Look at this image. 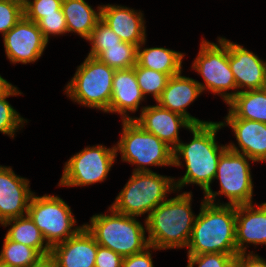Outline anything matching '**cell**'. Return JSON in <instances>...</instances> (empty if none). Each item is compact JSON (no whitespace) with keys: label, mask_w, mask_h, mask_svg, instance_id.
Listing matches in <instances>:
<instances>
[{"label":"cell","mask_w":266,"mask_h":267,"mask_svg":"<svg viewBox=\"0 0 266 267\" xmlns=\"http://www.w3.org/2000/svg\"><path fill=\"white\" fill-rule=\"evenodd\" d=\"M221 128L220 121L193 125L189 129L193 136L192 140L189 143L180 140L173 149V166L182 167L185 164L186 167L184 176L178 180L174 179L177 192L189 184L198 185L203 193L211 189L218 160L227 149V144L218 145L216 141L217 132Z\"/></svg>","instance_id":"cell-1"},{"label":"cell","mask_w":266,"mask_h":267,"mask_svg":"<svg viewBox=\"0 0 266 267\" xmlns=\"http://www.w3.org/2000/svg\"><path fill=\"white\" fill-rule=\"evenodd\" d=\"M192 192H182L158 205L145 218L150 246L158 250L187 248L196 214Z\"/></svg>","instance_id":"cell-2"},{"label":"cell","mask_w":266,"mask_h":267,"mask_svg":"<svg viewBox=\"0 0 266 267\" xmlns=\"http://www.w3.org/2000/svg\"><path fill=\"white\" fill-rule=\"evenodd\" d=\"M235 231L236 206L213 204L203 197L187 246V255L238 254Z\"/></svg>","instance_id":"cell-3"},{"label":"cell","mask_w":266,"mask_h":267,"mask_svg":"<svg viewBox=\"0 0 266 267\" xmlns=\"http://www.w3.org/2000/svg\"><path fill=\"white\" fill-rule=\"evenodd\" d=\"M110 214H95L90 223L83 224L93 235L98 245L113 250L122 257L143 252L149 247L146 223L108 208Z\"/></svg>","instance_id":"cell-4"},{"label":"cell","mask_w":266,"mask_h":267,"mask_svg":"<svg viewBox=\"0 0 266 267\" xmlns=\"http://www.w3.org/2000/svg\"><path fill=\"white\" fill-rule=\"evenodd\" d=\"M175 177L156 172H132L128 182L117 195L111 208L121 214L135 217L149 214L175 193Z\"/></svg>","instance_id":"cell-5"},{"label":"cell","mask_w":266,"mask_h":267,"mask_svg":"<svg viewBox=\"0 0 266 267\" xmlns=\"http://www.w3.org/2000/svg\"><path fill=\"white\" fill-rule=\"evenodd\" d=\"M121 138L115 145L121 160L135 165L133 172H152L149 166H173V149L134 120H121ZM148 166V167H147Z\"/></svg>","instance_id":"cell-6"},{"label":"cell","mask_w":266,"mask_h":267,"mask_svg":"<svg viewBox=\"0 0 266 267\" xmlns=\"http://www.w3.org/2000/svg\"><path fill=\"white\" fill-rule=\"evenodd\" d=\"M114 72L115 69L87 55L67 83L65 93L81 106L109 113Z\"/></svg>","instance_id":"cell-7"},{"label":"cell","mask_w":266,"mask_h":267,"mask_svg":"<svg viewBox=\"0 0 266 267\" xmlns=\"http://www.w3.org/2000/svg\"><path fill=\"white\" fill-rule=\"evenodd\" d=\"M217 40L218 43L204 38L200 41L199 52L192 63V69L204 80L205 84L197 81L202 92L208 90L214 95H220L227 104L239 92L228 62V39L218 37Z\"/></svg>","instance_id":"cell-8"},{"label":"cell","mask_w":266,"mask_h":267,"mask_svg":"<svg viewBox=\"0 0 266 267\" xmlns=\"http://www.w3.org/2000/svg\"><path fill=\"white\" fill-rule=\"evenodd\" d=\"M255 162L244 154L226 149L220 156L217 164L215 180H219L220 190L208 189L204 193L207 202L218 205H245L253 201V179L251 176V163ZM224 195L229 202L221 203L216 197Z\"/></svg>","instance_id":"cell-9"},{"label":"cell","mask_w":266,"mask_h":267,"mask_svg":"<svg viewBox=\"0 0 266 267\" xmlns=\"http://www.w3.org/2000/svg\"><path fill=\"white\" fill-rule=\"evenodd\" d=\"M27 214L50 247L71 238L84 226H75L71 207L57 195L36 196L34 192Z\"/></svg>","instance_id":"cell-10"},{"label":"cell","mask_w":266,"mask_h":267,"mask_svg":"<svg viewBox=\"0 0 266 267\" xmlns=\"http://www.w3.org/2000/svg\"><path fill=\"white\" fill-rule=\"evenodd\" d=\"M116 157L115 145L111 148L103 144L89 145L65 162L58 186L82 187L103 182Z\"/></svg>","instance_id":"cell-11"},{"label":"cell","mask_w":266,"mask_h":267,"mask_svg":"<svg viewBox=\"0 0 266 267\" xmlns=\"http://www.w3.org/2000/svg\"><path fill=\"white\" fill-rule=\"evenodd\" d=\"M2 38L6 59L11 64L36 62L48 45L37 23L28 20L25 16Z\"/></svg>","instance_id":"cell-12"},{"label":"cell","mask_w":266,"mask_h":267,"mask_svg":"<svg viewBox=\"0 0 266 267\" xmlns=\"http://www.w3.org/2000/svg\"><path fill=\"white\" fill-rule=\"evenodd\" d=\"M221 121L222 128L229 126L237 140L228 143L227 148L241 153L255 162L266 161V124L258 121L237 118L230 110Z\"/></svg>","instance_id":"cell-13"},{"label":"cell","mask_w":266,"mask_h":267,"mask_svg":"<svg viewBox=\"0 0 266 267\" xmlns=\"http://www.w3.org/2000/svg\"><path fill=\"white\" fill-rule=\"evenodd\" d=\"M27 178L18 176L12 167L0 165V224L27 215L34 192Z\"/></svg>","instance_id":"cell-14"},{"label":"cell","mask_w":266,"mask_h":267,"mask_svg":"<svg viewBox=\"0 0 266 267\" xmlns=\"http://www.w3.org/2000/svg\"><path fill=\"white\" fill-rule=\"evenodd\" d=\"M228 62L238 92L266 88V60L228 40Z\"/></svg>","instance_id":"cell-15"},{"label":"cell","mask_w":266,"mask_h":267,"mask_svg":"<svg viewBox=\"0 0 266 267\" xmlns=\"http://www.w3.org/2000/svg\"><path fill=\"white\" fill-rule=\"evenodd\" d=\"M139 117H134L138 123L148 133L154 134L168 146L174 149L180 142L179 130L186 128L189 130L193 124L181 114L156 105L142 106Z\"/></svg>","instance_id":"cell-16"},{"label":"cell","mask_w":266,"mask_h":267,"mask_svg":"<svg viewBox=\"0 0 266 267\" xmlns=\"http://www.w3.org/2000/svg\"><path fill=\"white\" fill-rule=\"evenodd\" d=\"M98 244L83 226L66 241L51 247L55 267H95Z\"/></svg>","instance_id":"cell-17"},{"label":"cell","mask_w":266,"mask_h":267,"mask_svg":"<svg viewBox=\"0 0 266 267\" xmlns=\"http://www.w3.org/2000/svg\"><path fill=\"white\" fill-rule=\"evenodd\" d=\"M202 90L197 80L182 76L180 72L168 79L165 89L156 103L165 109L181 114L187 118L193 125L208 123L190 115L187 107L191 105L200 95Z\"/></svg>","instance_id":"cell-18"},{"label":"cell","mask_w":266,"mask_h":267,"mask_svg":"<svg viewBox=\"0 0 266 267\" xmlns=\"http://www.w3.org/2000/svg\"><path fill=\"white\" fill-rule=\"evenodd\" d=\"M101 20L105 22L122 41L139 46L147 38L144 14L123 5H101Z\"/></svg>","instance_id":"cell-19"},{"label":"cell","mask_w":266,"mask_h":267,"mask_svg":"<svg viewBox=\"0 0 266 267\" xmlns=\"http://www.w3.org/2000/svg\"><path fill=\"white\" fill-rule=\"evenodd\" d=\"M235 235L237 253H247L250 244L266 245V202L236 206Z\"/></svg>","instance_id":"cell-20"},{"label":"cell","mask_w":266,"mask_h":267,"mask_svg":"<svg viewBox=\"0 0 266 267\" xmlns=\"http://www.w3.org/2000/svg\"><path fill=\"white\" fill-rule=\"evenodd\" d=\"M145 97L138 85L134 67L115 70L109 113H118L122 120H134L130 112L138 111Z\"/></svg>","instance_id":"cell-21"},{"label":"cell","mask_w":266,"mask_h":267,"mask_svg":"<svg viewBox=\"0 0 266 267\" xmlns=\"http://www.w3.org/2000/svg\"><path fill=\"white\" fill-rule=\"evenodd\" d=\"M146 41L147 39L137 48V64L139 66L162 72L169 77L182 72L184 53L166 47L145 48Z\"/></svg>","instance_id":"cell-22"},{"label":"cell","mask_w":266,"mask_h":267,"mask_svg":"<svg viewBox=\"0 0 266 267\" xmlns=\"http://www.w3.org/2000/svg\"><path fill=\"white\" fill-rule=\"evenodd\" d=\"M101 5L93 9L85 0H63L62 10L68 33H76L86 41L91 36L96 23L101 19Z\"/></svg>","instance_id":"cell-23"},{"label":"cell","mask_w":266,"mask_h":267,"mask_svg":"<svg viewBox=\"0 0 266 267\" xmlns=\"http://www.w3.org/2000/svg\"><path fill=\"white\" fill-rule=\"evenodd\" d=\"M1 225L5 228L10 226L5 234L9 240L34 248L42 256L50 254L51 247L28 214L6 220Z\"/></svg>","instance_id":"cell-24"},{"label":"cell","mask_w":266,"mask_h":267,"mask_svg":"<svg viewBox=\"0 0 266 267\" xmlns=\"http://www.w3.org/2000/svg\"><path fill=\"white\" fill-rule=\"evenodd\" d=\"M227 105L237 118L266 124V88L240 91Z\"/></svg>","instance_id":"cell-25"},{"label":"cell","mask_w":266,"mask_h":267,"mask_svg":"<svg viewBox=\"0 0 266 267\" xmlns=\"http://www.w3.org/2000/svg\"><path fill=\"white\" fill-rule=\"evenodd\" d=\"M0 264L7 267H28L42 255L34 248L4 237L0 251Z\"/></svg>","instance_id":"cell-26"},{"label":"cell","mask_w":266,"mask_h":267,"mask_svg":"<svg viewBox=\"0 0 266 267\" xmlns=\"http://www.w3.org/2000/svg\"><path fill=\"white\" fill-rule=\"evenodd\" d=\"M22 92L18 90L17 86L11 85L0 96V132L9 137H15L16 132L24 127L27 119L21 117L20 113L7 101L6 98L10 96L21 95Z\"/></svg>","instance_id":"cell-27"},{"label":"cell","mask_w":266,"mask_h":267,"mask_svg":"<svg viewBox=\"0 0 266 267\" xmlns=\"http://www.w3.org/2000/svg\"><path fill=\"white\" fill-rule=\"evenodd\" d=\"M137 48V45L122 41L119 46L107 47L96 58L115 70L129 69L137 63Z\"/></svg>","instance_id":"cell-28"},{"label":"cell","mask_w":266,"mask_h":267,"mask_svg":"<svg viewBox=\"0 0 266 267\" xmlns=\"http://www.w3.org/2000/svg\"><path fill=\"white\" fill-rule=\"evenodd\" d=\"M134 70L138 85L144 97L146 98L145 95L147 94L152 95L153 99L157 101L170 77L162 72L141 67L137 63L134 66Z\"/></svg>","instance_id":"cell-29"},{"label":"cell","mask_w":266,"mask_h":267,"mask_svg":"<svg viewBox=\"0 0 266 267\" xmlns=\"http://www.w3.org/2000/svg\"><path fill=\"white\" fill-rule=\"evenodd\" d=\"M91 44L89 56L96 58L107 47L119 46L120 37L101 19L96 23L91 36L87 40Z\"/></svg>","instance_id":"cell-30"},{"label":"cell","mask_w":266,"mask_h":267,"mask_svg":"<svg viewBox=\"0 0 266 267\" xmlns=\"http://www.w3.org/2000/svg\"><path fill=\"white\" fill-rule=\"evenodd\" d=\"M237 254L206 253L199 255H187L186 267H235Z\"/></svg>","instance_id":"cell-31"},{"label":"cell","mask_w":266,"mask_h":267,"mask_svg":"<svg viewBox=\"0 0 266 267\" xmlns=\"http://www.w3.org/2000/svg\"><path fill=\"white\" fill-rule=\"evenodd\" d=\"M63 0H31L24 8V16L35 23L45 15L56 14L62 8Z\"/></svg>","instance_id":"cell-32"},{"label":"cell","mask_w":266,"mask_h":267,"mask_svg":"<svg viewBox=\"0 0 266 267\" xmlns=\"http://www.w3.org/2000/svg\"><path fill=\"white\" fill-rule=\"evenodd\" d=\"M38 28L42 31L43 37L49 42L50 36L68 33L67 23L62 8L56 14L45 15L37 22Z\"/></svg>","instance_id":"cell-33"},{"label":"cell","mask_w":266,"mask_h":267,"mask_svg":"<svg viewBox=\"0 0 266 267\" xmlns=\"http://www.w3.org/2000/svg\"><path fill=\"white\" fill-rule=\"evenodd\" d=\"M24 16V9L13 2L0 0V33L2 37Z\"/></svg>","instance_id":"cell-34"},{"label":"cell","mask_w":266,"mask_h":267,"mask_svg":"<svg viewBox=\"0 0 266 267\" xmlns=\"http://www.w3.org/2000/svg\"><path fill=\"white\" fill-rule=\"evenodd\" d=\"M123 257L107 247L98 245L95 267H122Z\"/></svg>","instance_id":"cell-35"},{"label":"cell","mask_w":266,"mask_h":267,"mask_svg":"<svg viewBox=\"0 0 266 267\" xmlns=\"http://www.w3.org/2000/svg\"><path fill=\"white\" fill-rule=\"evenodd\" d=\"M151 250L158 251L157 248L149 246L143 252L123 257L122 267H154Z\"/></svg>","instance_id":"cell-36"},{"label":"cell","mask_w":266,"mask_h":267,"mask_svg":"<svg viewBox=\"0 0 266 267\" xmlns=\"http://www.w3.org/2000/svg\"><path fill=\"white\" fill-rule=\"evenodd\" d=\"M235 267H266V260L253 251L238 253L235 256Z\"/></svg>","instance_id":"cell-37"},{"label":"cell","mask_w":266,"mask_h":267,"mask_svg":"<svg viewBox=\"0 0 266 267\" xmlns=\"http://www.w3.org/2000/svg\"><path fill=\"white\" fill-rule=\"evenodd\" d=\"M28 267H55V263L51 255H45L39 258L35 263Z\"/></svg>","instance_id":"cell-38"},{"label":"cell","mask_w":266,"mask_h":267,"mask_svg":"<svg viewBox=\"0 0 266 267\" xmlns=\"http://www.w3.org/2000/svg\"><path fill=\"white\" fill-rule=\"evenodd\" d=\"M12 85L0 75V96Z\"/></svg>","instance_id":"cell-39"},{"label":"cell","mask_w":266,"mask_h":267,"mask_svg":"<svg viewBox=\"0 0 266 267\" xmlns=\"http://www.w3.org/2000/svg\"><path fill=\"white\" fill-rule=\"evenodd\" d=\"M4 1L16 3L24 9L31 0H4Z\"/></svg>","instance_id":"cell-40"}]
</instances>
